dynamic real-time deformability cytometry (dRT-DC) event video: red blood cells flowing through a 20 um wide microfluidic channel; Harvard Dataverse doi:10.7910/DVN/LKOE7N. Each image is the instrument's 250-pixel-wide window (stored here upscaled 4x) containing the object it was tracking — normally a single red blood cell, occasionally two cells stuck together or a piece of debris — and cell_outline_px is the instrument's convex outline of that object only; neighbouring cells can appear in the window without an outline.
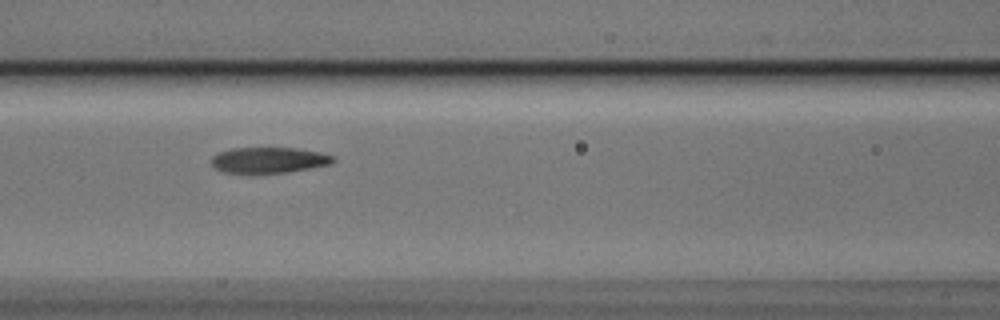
{"species": "Egyptian fruit bat (a non-hibernating species)", "species_latin": "Rousettus aegyptiacus", "temperature_condition": "cold", "stored_images_in_passage": 4, "camera_frame_rate_fps": 3000, "um_per_image_px": 0.085, "animal": {"sex": "male"}, "frame": {"image": 1, "passage_image": 3, "time_ms": 0.667, "image_size_px": [1000, 320], "cell_outline_px": [[336, 160], [332, 164], [288, 172], [256, 176], [248, 176], [224, 172], [216, 168], [208, 160], [216, 152], [232, 148], [296, 148], [320, 152], [336, 156]], "centroid_in_image_um": [22.8, 13.65], "position_along_channel_um": 143.8, "area_um2": 19.36}}